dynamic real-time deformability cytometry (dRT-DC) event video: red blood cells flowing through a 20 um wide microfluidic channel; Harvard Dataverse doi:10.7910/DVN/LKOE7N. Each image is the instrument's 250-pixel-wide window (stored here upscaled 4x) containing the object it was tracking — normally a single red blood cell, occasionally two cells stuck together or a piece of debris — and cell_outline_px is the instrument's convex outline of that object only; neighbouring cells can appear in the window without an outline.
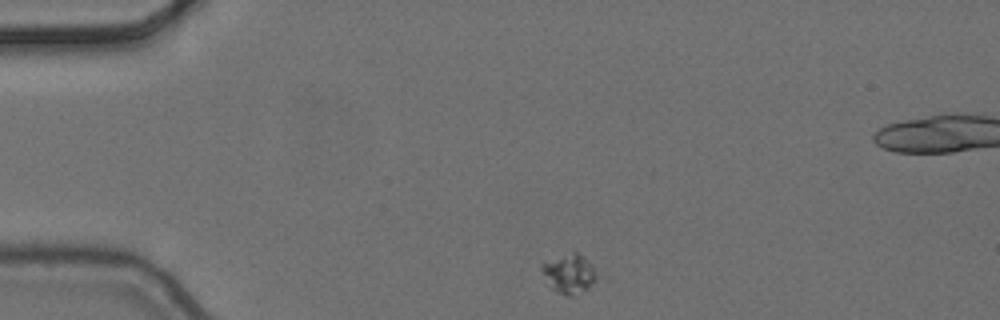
{"species": "common noctule bat (a hibernating species)", "species_latin": "Nyctalus noctula", "temperature_condition": "cold", "stored_images_in_passage": 8, "camera_frame_rate_fps": 3000, "um_per_image_px": 0.085, "animal": {"sex": "female", "body_mass_g": 24.6, "forearm_length_mm": 56.2}, "frame": {"image": 1, "passage_image": 1, "time_ms": 0.0, "image_size_px": [1000, 320], "cell_outline_px": [[596, 280], [588, 288], [572, 296], [564, 296], [556, 292], [552, 288], [540, 268], [540, 264], [572, 252], [576, 252], [588, 260], [592, 264], [596, 276]], "centroid_in_image_um": [48.38, 23.28], "position_along_channel_um": 36.6, "area_um2": 12.25}}
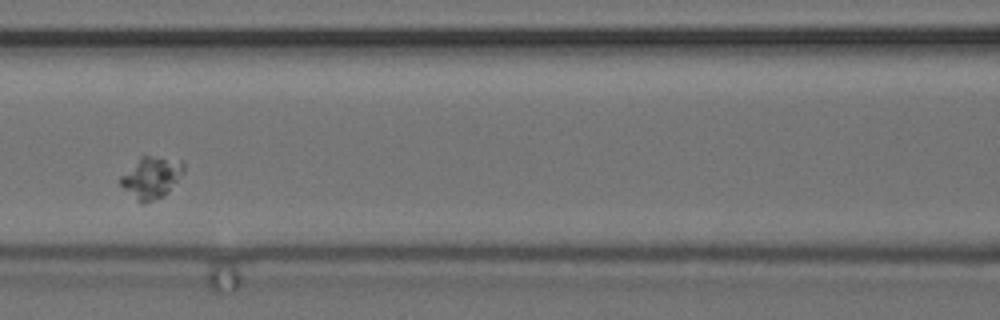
{"frame": {"image": 2, "passage_image": 5, "time_ms": 1.333, "image_size_px": [1000, 320], "cell_outline_px": [[184, 172], [168, 192], [164, 196], [144, 204], [136, 200], [120, 184], [120, 176], [140, 156], [148, 156], [184, 160]], "centroid_in_image_um": [12.88, 15.09], "position_along_channel_um": 153.7, "area_um2": 15.32}}
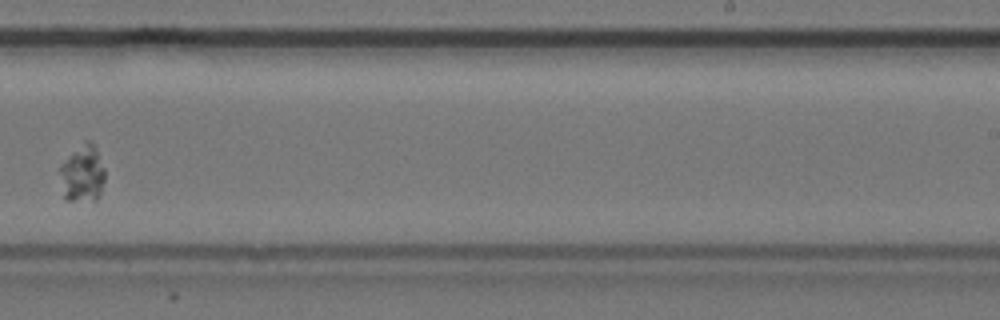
{"frame": {"image": 3, "passage_image": 8, "time_ms": 2.333, "image_size_px": [1000, 320], "cell_outline_px": [[104, 180], [100, 196], [96, 200], [64, 200], [60, 172], [60, 164], [84, 140], [88, 140], [96, 148], [104, 168]], "centroid_in_image_um": [7.01, 14.76], "position_along_channel_um": 282.0, "area_um2": 14.91}}